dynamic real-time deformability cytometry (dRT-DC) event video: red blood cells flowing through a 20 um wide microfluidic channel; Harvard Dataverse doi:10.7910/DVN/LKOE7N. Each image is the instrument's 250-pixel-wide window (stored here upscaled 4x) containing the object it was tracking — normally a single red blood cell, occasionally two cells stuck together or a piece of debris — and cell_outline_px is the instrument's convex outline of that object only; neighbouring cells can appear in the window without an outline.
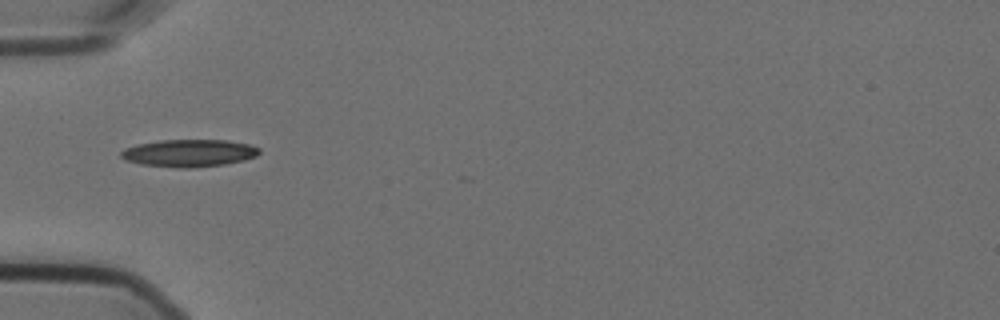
{"species": "Egyptian fruit bat (a non-hibernating species)", "species_latin": "Rousettus aegyptiacus", "temperature_condition": "cold", "stored_images_in_passage": 3, "camera_frame_rate_fps": 3000, "um_per_image_px": 0.085, "animal": {"sex": "female"}, "frame": {"image": 1, "passage_image": 1, "time_ms": 0.0, "image_size_px": [1000, 320], "cell_outline_px": [[260, 152], [256, 156], [244, 160], [224, 164], [188, 168], [176, 168], [140, 164], [124, 160], [120, 156], [120, 152], [124, 148], [136, 144], [160, 140], [224, 140], [248, 144], [260, 148]], "centroid_in_image_um": [16.02, 13.01], "position_along_channel_um": 69.0, "area_um2": 22.14}}